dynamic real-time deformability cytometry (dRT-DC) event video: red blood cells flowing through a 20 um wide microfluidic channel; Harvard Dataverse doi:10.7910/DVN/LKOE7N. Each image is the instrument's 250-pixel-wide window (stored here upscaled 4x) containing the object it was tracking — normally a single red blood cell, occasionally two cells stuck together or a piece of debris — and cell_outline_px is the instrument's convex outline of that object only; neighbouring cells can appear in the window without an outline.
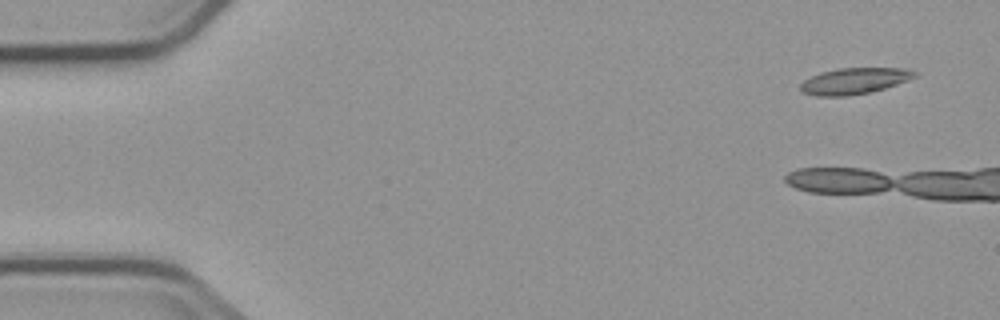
{"species": "common noctule bat (a hibernating species)", "species_latin": "Nyctalus noctula", "temperature_condition": "cold", "stored_images_in_passage": 3, "camera_frame_rate_fps": 3000, "um_per_image_px": 0.085, "animal": {"sex": "male", "body_mass_g": 23.1, "forearm_length_mm": 52.7}, "frame": {"image": 1, "passage_image": 1, "time_ms": 0.0, "image_size_px": [1000, 320], "cell_outline_px": [[916, 76], [908, 80], [884, 88], [868, 92], [844, 96], [816, 96], [800, 92], [800, 84], [804, 80], [820, 72], [836, 68], [908, 68], [916, 72]], "centroid_in_image_um": [72.58, 6.87], "position_along_channel_um": 12.4, "area_um2": 17.4}}